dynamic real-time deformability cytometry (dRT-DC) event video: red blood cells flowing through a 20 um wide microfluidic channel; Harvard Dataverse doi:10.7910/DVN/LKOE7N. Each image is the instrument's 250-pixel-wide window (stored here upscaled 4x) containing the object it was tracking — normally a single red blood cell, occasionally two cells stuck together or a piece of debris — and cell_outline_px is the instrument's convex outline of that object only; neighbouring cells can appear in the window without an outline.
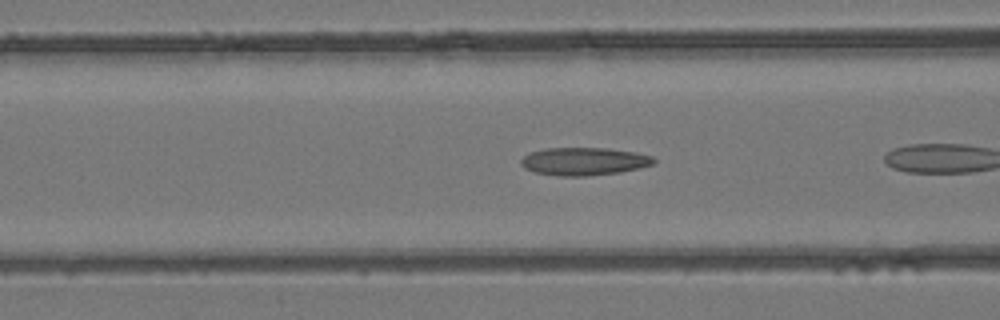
{"species": "common noctule bat (a hibernating species)", "species_latin": "Nyctalus noctula", "temperature_condition": "room temperature", "stored_images_in_passage": 23, "camera_frame_rate_fps": 3000, "um_per_image_px": 0.085, "animal": {"sex": "female", "body_mass_g": 24.6, "forearm_length_mm": 56.2}, "frame": {"image": 1, "passage_image": 4, "time_ms": 1.0, "image_size_px": [1000, 320], "cell_outline_px": [[656, 160], [652, 164], [640, 168], [620, 172], [584, 176], [560, 176], [536, 172], [524, 168], [520, 164], [520, 160], [524, 156], [532, 152], [544, 148], [608, 148], [636, 152], [652, 156]], "centroid_in_image_um": [49.64, 13.71], "position_along_channel_um": 117.0, "area_um2": 21.5}}